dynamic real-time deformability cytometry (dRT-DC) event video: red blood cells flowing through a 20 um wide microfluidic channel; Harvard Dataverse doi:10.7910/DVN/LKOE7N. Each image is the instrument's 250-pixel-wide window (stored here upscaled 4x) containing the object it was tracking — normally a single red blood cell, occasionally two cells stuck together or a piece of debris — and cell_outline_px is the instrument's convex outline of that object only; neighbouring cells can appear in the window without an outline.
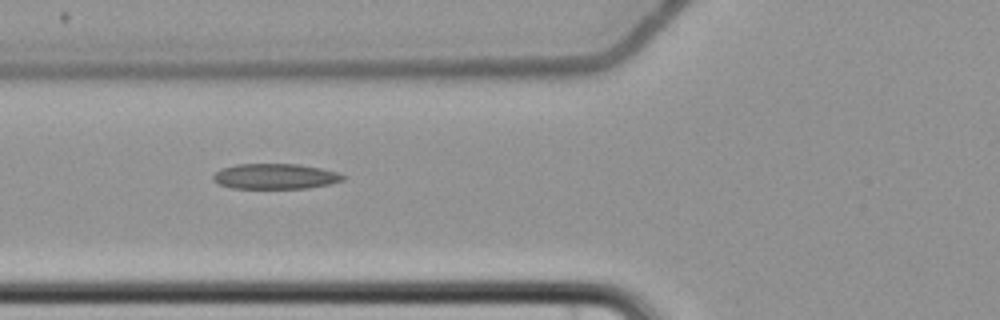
{"species": "common noctule bat (a hibernating species)", "species_latin": "Nyctalus noctula", "temperature_condition": "cold", "stored_images_in_passage": 7, "camera_frame_rate_fps": 3000, "um_per_image_px": 0.085, "animal": {"sex": "female", "body_mass_g": 22.7, "forearm_length_mm": 54.2}, "frame": {"image": 1, "passage_image": 6, "time_ms": 7.0, "image_size_px": [1000, 320], "cell_outline_px": [[348, 176], [344, 180], [328, 184], [308, 188], [232, 188], [220, 184], [212, 180], [212, 176], [220, 168], [236, 164], [300, 164], [320, 168], [336, 172]], "centroid_in_image_um": [23.39, 14.98], "position_along_channel_um": 102.4, "area_um2": 19.25}}
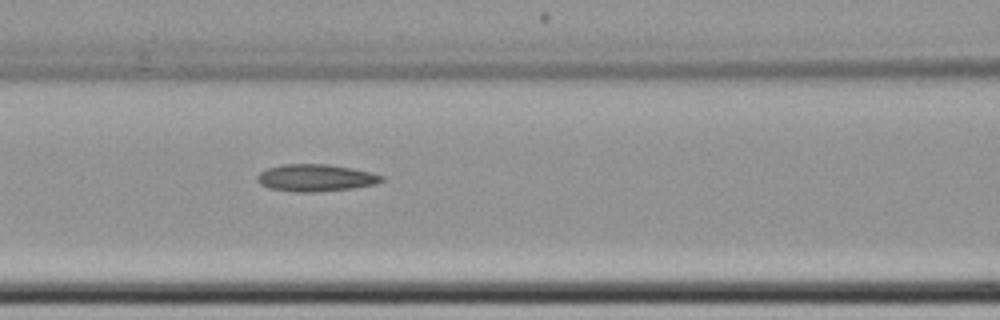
{"frame": {"image": 2, "passage_image": 7, "time_ms": 8.0, "image_size_px": [1000, 320], "cell_outline_px": [[384, 180], [376, 184], [352, 188], [316, 192], [292, 192], [268, 188], [260, 184], [256, 180], [256, 176], [260, 172], [268, 168], [284, 164], [328, 164], [352, 168], [384, 176]], "centroid_in_image_um": [26.8, 15.12], "position_along_channel_um": 139.8, "area_um2": 19.71}}